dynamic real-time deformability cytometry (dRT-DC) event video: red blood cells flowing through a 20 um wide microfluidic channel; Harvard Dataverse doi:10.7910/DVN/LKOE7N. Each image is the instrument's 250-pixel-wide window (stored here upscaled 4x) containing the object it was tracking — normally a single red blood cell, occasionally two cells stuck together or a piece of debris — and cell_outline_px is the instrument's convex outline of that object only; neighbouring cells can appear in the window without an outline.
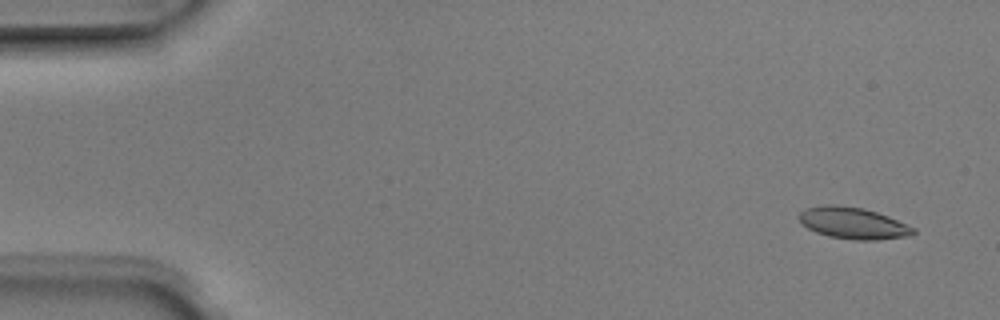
{"species": "Egyptian fruit bat (a non-hibernating species)", "species_latin": "Rousettus aegyptiacus", "temperature_condition": "room temperature", "stored_images_in_passage": 5, "segment_of_instrument_passage": [1, 2], "camera_frame_rate_fps": 3000, "um_per_image_px": 0.085, "animal": {"sex": "male"}, "frame": {"image": 1, "passage_image": 1, "time_ms": 0.0, "image_size_px": [1000, 320], "cell_outline_px": [[916, 232], [908, 236], [876, 240], [856, 240], [828, 236], [816, 232], [800, 224], [796, 216], [800, 212], [808, 208], [828, 204], [836, 204], [864, 208], [888, 216], [916, 228]], "centroid_in_image_um": [72.49, 18.96], "position_along_channel_um": 12.5, "area_um2": 21.15}}
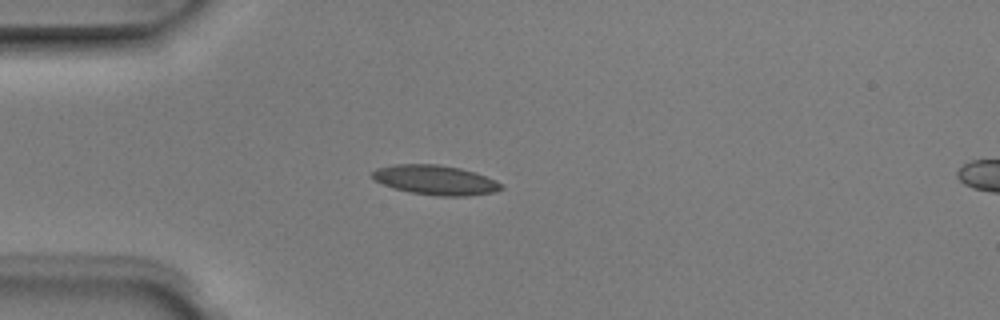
{"frame": {"image": 2, "passage_image": 4, "time_ms": 1.0, "image_size_px": [1000, 320], "cell_outline_px": [[504, 188], [496, 192], [468, 196], [436, 196], [408, 192], [384, 184], [376, 180], [372, 176], [372, 172], [376, 168], [392, 164], [440, 164], [460, 168], [476, 172], [496, 180], [504, 184]], "centroid_in_image_um": [37.07, 15.3], "position_along_channel_um": 47.9, "area_um2": 22.48}}